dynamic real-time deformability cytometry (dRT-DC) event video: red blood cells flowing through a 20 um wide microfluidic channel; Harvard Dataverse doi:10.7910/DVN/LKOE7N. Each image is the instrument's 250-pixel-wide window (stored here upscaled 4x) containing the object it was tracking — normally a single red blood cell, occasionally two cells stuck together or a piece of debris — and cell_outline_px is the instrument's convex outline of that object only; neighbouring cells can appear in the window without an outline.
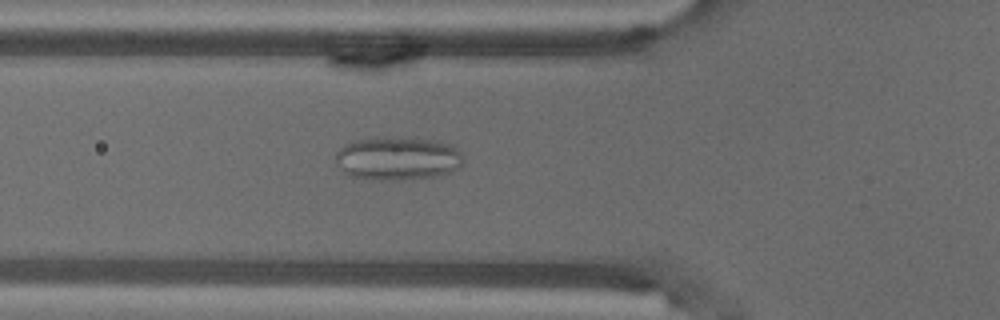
{"species": "common noctule bat (a hibernating species)", "species_latin": "Nyctalus noctula", "temperature_condition": "warm", "stored_images_in_passage": 56, "camera_frame_rate_fps": 3000, "um_per_image_px": 0.085, "animal": {"sex": "male", "body_mass_g": 18.8}, "frame": {"image": 1, "passage_image": 20, "time_ms": 6.333, "image_size_px": [1000, 320], "cell_outline_px": [[464, 164], [460, 168], [452, 172], [432, 176], [400, 180], [376, 180], [348, 176], [336, 164], [336, 152], [340, 148], [356, 140], [376, 136], [384, 136], [440, 140], [452, 144], [460, 152], [464, 160]], "centroid_in_image_um": [33.83, 13.45], "position_along_channel_um": 92.0, "area_um2": 32.89}}
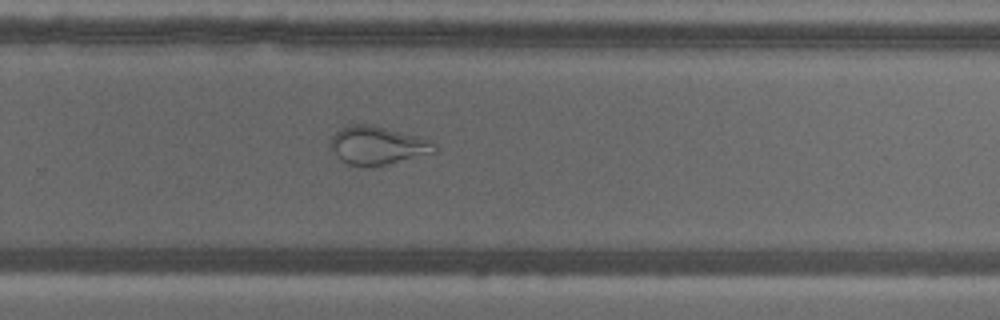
{"frame": {"image": 2, "passage_image": 37, "time_ms": 12.0, "image_size_px": [1000, 320], "cell_outline_px": [[436, 152], [384, 164], [364, 168], [348, 164], [340, 160], [328, 148], [332, 136], [340, 128], [356, 124], [372, 124], [420, 136], [436, 144]], "centroid_in_image_um": [32.04, 12.36], "position_along_channel_um": 297.8, "area_um2": 23.35}}
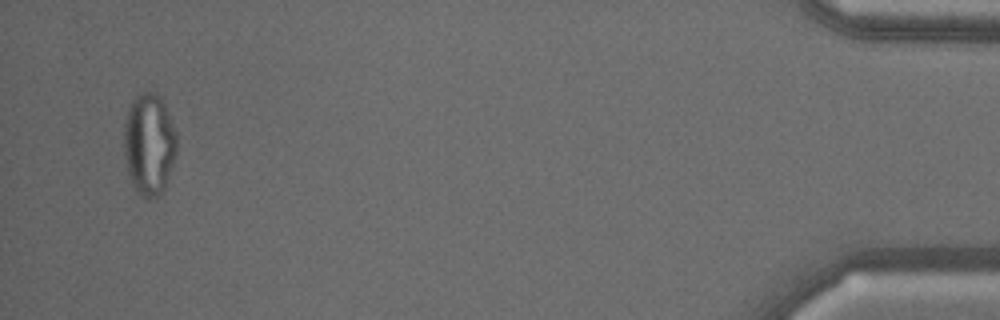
{"frame": {"image": 3, "passage_image": 54, "time_ms": 17.667, "image_size_px": [1000, 320], "cell_outline_px": [[176, 156], [164, 188], [156, 196], [148, 200], [136, 192], [132, 184], [128, 172], [124, 152], [124, 120], [128, 108], [132, 100], [136, 96], [144, 92], [156, 92], [160, 96], [164, 104], [176, 132]], "centroid_in_image_um": [12.66, 12.25], "position_along_channel_um": 422.5, "area_um2": 31.33}, "authors_computed_cell_mechanics": {"area_um2": 29.5936, "velocity_mm_per_s": 3.6298, "shape_relaxation_time_tau1_ms": null, "shape_relaxation_time_tau2_ms": 1.1466, "deformation_change_tau1": null, "deformation_change_tau2": 0.0779}}